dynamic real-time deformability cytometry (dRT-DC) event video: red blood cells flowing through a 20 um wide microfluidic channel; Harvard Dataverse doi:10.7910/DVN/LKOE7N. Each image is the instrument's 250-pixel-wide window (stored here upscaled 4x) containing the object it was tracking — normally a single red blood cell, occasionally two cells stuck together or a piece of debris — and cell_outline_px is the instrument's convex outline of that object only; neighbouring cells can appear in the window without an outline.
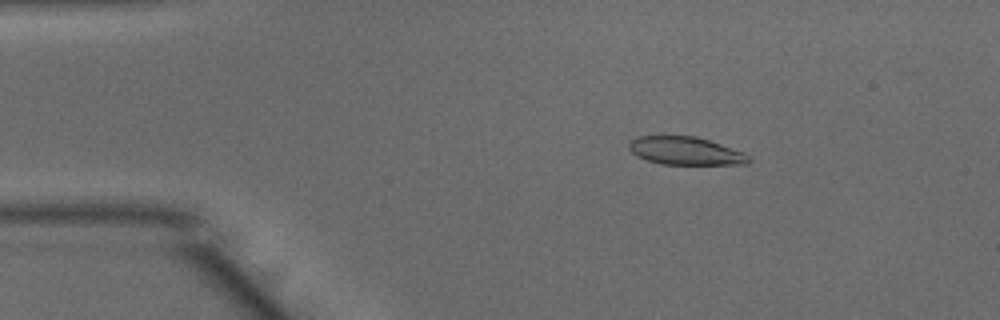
{"species": "common noctule bat (a hibernating species)", "species_latin": "Nyctalus noctula", "temperature_condition": "warm", "stored_images_in_passage": 39, "camera_frame_rate_fps": 3000, "um_per_image_px": 0.085, "animal": {"sex": "male", "body_mass_g": 15.6}, "frame": {"image": 1, "passage_image": 2, "time_ms": 0.333, "image_size_px": [1000, 320], "cell_outline_px": [[752, 160], [748, 164], [660, 164], [636, 156], [628, 148], [628, 144], [632, 140], [640, 136], [696, 136], [744, 152]], "centroid_in_image_um": [58.27, 12.83], "position_along_channel_um": 26.7, "area_um2": 19.42}}
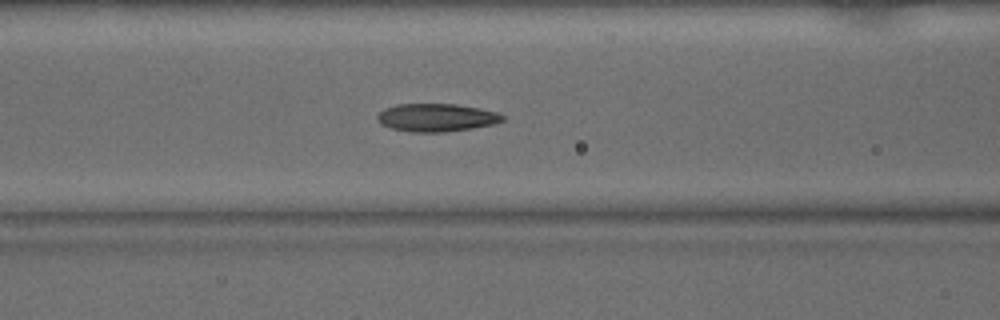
{"frame": {"image": 2, "passage_image": 14, "time_ms": 4.333, "image_size_px": [1000, 320], "cell_outline_px": [[504, 120], [492, 124], [472, 128], [444, 132], [412, 132], [392, 128], [380, 124], [376, 116], [384, 108], [396, 104], [456, 104], [480, 108], [496, 112], [504, 116]], "centroid_in_image_um": [37.07, 9.99], "position_along_channel_um": 129.5, "area_um2": 20.35}}
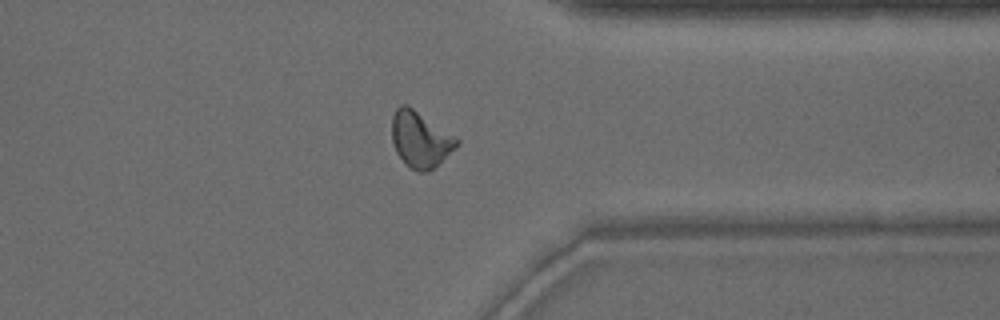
{"frame": {"image": 3, "passage_image": 33, "time_ms": 10.667, "image_size_px": [1000, 320], "cell_outline_px": [[460, 144], [456, 148], [432, 168], [424, 172], [416, 172], [396, 152], [392, 140], [392, 116], [396, 108], [400, 104], [408, 104], [456, 136], [460, 140]], "centroid_in_image_um": [35.74, 11.8], "position_along_channel_um": 375.7, "area_um2": 21.1}, "authors_computed_cell_mechanics": {"area_um2": 20.1144, "velocity_mm_per_s": 3.9797, "shape_relaxation_time_tau1_ms": 4.5609, "shape_relaxation_time_tau2_ms": 1.119, "deformation_change_tau1": 0.1786, "deformation_change_tau2": 0.0819}}